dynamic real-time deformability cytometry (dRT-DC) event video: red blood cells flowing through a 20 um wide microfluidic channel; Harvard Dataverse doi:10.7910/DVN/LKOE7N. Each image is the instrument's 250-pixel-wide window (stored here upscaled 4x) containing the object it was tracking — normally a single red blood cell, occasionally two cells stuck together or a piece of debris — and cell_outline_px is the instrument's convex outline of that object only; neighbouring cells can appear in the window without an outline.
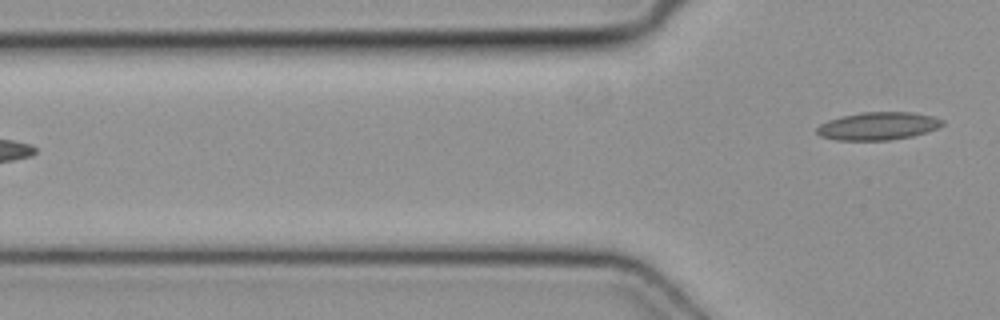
{"species": "common noctule bat (a hibernating species)", "species_latin": "Nyctalus noctula", "temperature_condition": "cold", "stored_images_in_passage": 5, "camera_frame_rate_fps": 3000, "um_per_image_px": 0.085, "animal": {"sex": "female", "body_mass_g": 19.3, "forearm_length_mm": 54.1}, "frame": {"image": 1, "passage_image": 5, "time_ms": 1.333, "image_size_px": [1000, 320], "cell_outline_px": [[944, 124], [928, 132], [912, 136], [888, 140], [836, 140], [820, 136], [816, 132], [816, 128], [820, 124], [828, 120], [840, 116], [860, 112], [912, 112], [932, 116], [944, 120]], "centroid_in_image_um": [74.62, 10.71], "position_along_channel_um": 51.2, "area_um2": 20.46}}